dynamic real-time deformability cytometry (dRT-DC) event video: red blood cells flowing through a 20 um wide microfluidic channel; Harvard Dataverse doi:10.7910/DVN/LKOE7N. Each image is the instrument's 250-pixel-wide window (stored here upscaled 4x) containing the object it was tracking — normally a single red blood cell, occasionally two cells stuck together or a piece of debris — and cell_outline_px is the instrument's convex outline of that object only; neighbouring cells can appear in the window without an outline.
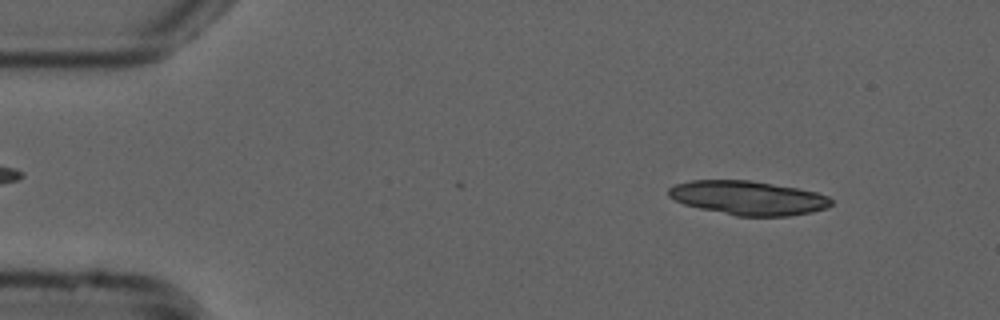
{"species": "common noctule bat (a hibernating species)", "species_latin": "Nyctalus noctula", "temperature_condition": "cold", "stored_images_in_passage": 15, "camera_frame_rate_fps": 3000, "um_per_image_px": 0.085, "animal": {"sex": "male", "forearm_length_mm": 52.5}, "frame": {"image": 1, "passage_image": 5, "time_ms": 1.333, "image_size_px": [1000, 320], "cell_outline_px": [[832, 204], [828, 208], [812, 212], [788, 216], [736, 216], [700, 208], [684, 204], [668, 196], [668, 188], [676, 184], [692, 180], [748, 180], [800, 188], [816, 192], [828, 196], [832, 200]], "centroid_in_image_um": [63.62, 16.82], "position_along_channel_um": 21.4, "area_um2": 32.31}}